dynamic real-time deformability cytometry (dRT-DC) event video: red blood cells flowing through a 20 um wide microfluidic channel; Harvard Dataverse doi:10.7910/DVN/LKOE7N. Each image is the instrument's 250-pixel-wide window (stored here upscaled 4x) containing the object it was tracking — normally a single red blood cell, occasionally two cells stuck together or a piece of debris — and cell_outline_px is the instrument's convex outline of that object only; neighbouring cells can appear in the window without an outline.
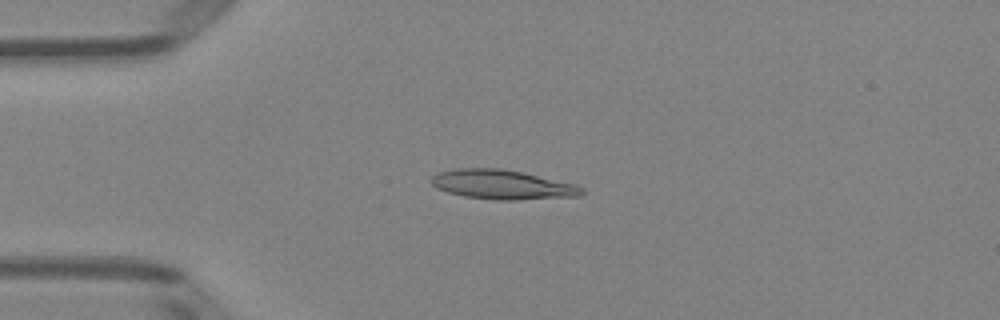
{"species": "Egyptian fruit bat (a non-hibernating species)", "species_latin": "Rousettus aegyptiacus", "temperature_condition": "room temperature", "stored_images_in_passage": 50, "camera_frame_rate_fps": 3000, "um_per_image_px": 0.085, "animal": {"sex": "female"}, "frame": {"image": 1, "passage_image": 12, "time_ms": 3.667, "image_size_px": [1000, 320], "cell_outline_px": [[584, 196], [516, 200], [496, 200], [464, 196], [448, 192], [436, 188], [432, 184], [432, 176], [440, 172], [456, 168], [500, 168], [520, 172], [576, 184], [584, 188]], "centroid_in_image_um": [42.74, 15.7], "position_along_channel_um": 42.3, "area_um2": 25.78}}
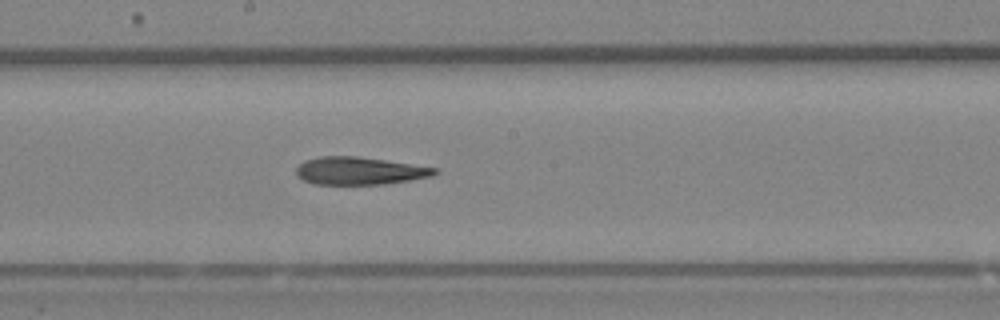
{"frame": {"image": 2, "passage_image": 27, "time_ms": 8.667, "image_size_px": [1000, 320], "cell_outline_px": [[440, 172], [432, 176], [384, 184], [312, 184], [304, 180], [296, 172], [296, 168], [304, 160], [316, 156], [356, 156], [440, 168]], "centroid_in_image_um": [30.57, 14.51], "position_along_channel_um": 217.6, "area_um2": 22.31}}
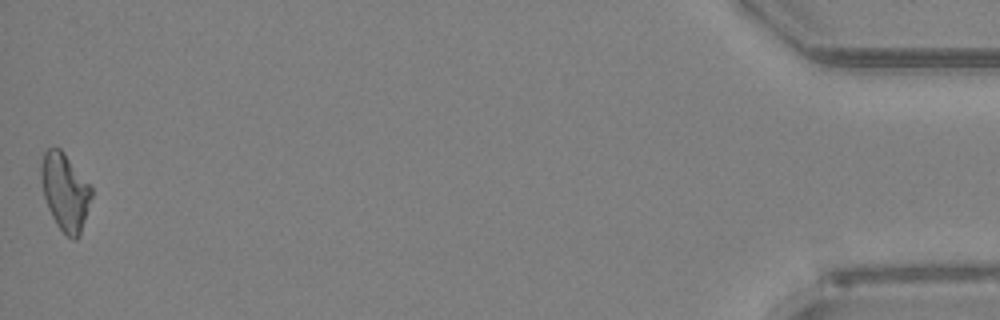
{"frame": {"image": 3, "passage_image": 50, "time_ms": 16.333, "image_size_px": [1000, 320], "cell_outline_px": [[92, 196], [80, 236], [76, 240], [72, 240], [56, 224], [48, 208], [44, 196], [40, 172], [40, 168], [44, 152], [48, 148], [60, 148], [64, 152], [92, 188]], "centroid_in_image_um": [5.53, 16.32], "position_along_channel_um": 429.7, "area_um2": 22.48}, "authors_computed_cell_mechanics": {"area_um2": 23.2067, "velocity_mm_per_s": 3.9875, "shape_relaxation_time_tau1_ms": 6.4793, "shape_relaxation_time_tau2_ms": 4.9627, "deformation_change_tau1": 0.1988, "deformation_change_tau2": 0.1863}}